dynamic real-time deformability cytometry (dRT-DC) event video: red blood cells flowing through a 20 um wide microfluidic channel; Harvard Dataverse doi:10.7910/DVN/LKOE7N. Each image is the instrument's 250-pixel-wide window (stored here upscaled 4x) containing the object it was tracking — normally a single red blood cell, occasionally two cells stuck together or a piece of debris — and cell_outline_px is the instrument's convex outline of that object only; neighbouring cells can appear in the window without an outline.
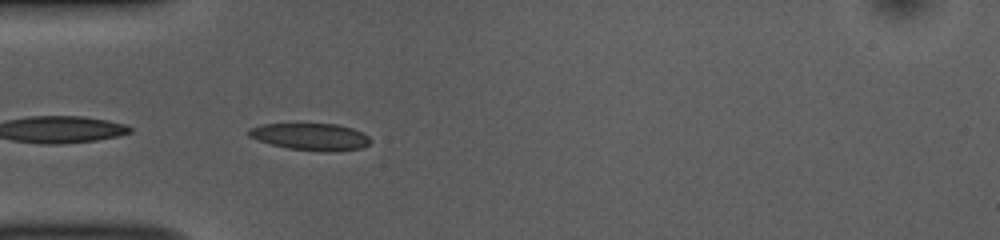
{"species": "common noctule bat (a hibernating species)", "species_latin": "Nyctalus noctula", "temperature_condition": "room temperature", "stored_images_in_passage": 14, "camera_frame_rate_fps": 3000, "um_per_image_px": 0.085, "animal": {"sex": "female", "body_mass_g": 10.0, "forearm_length_mm": 53.1}, "frame": {"image": 1, "passage_image": 1, "time_ms": 0.0, "image_size_px": [1000, 240], "cell_outline_px": [[372, 140], [368, 144], [360, 148], [328, 152], [324, 152], [288, 148], [272, 144], [248, 136], [248, 128], [260, 124], [336, 124], [352, 128], [368, 136]], "centroid_in_image_um": [26.39, 11.61], "position_along_channel_um": 58.6, "area_um2": 18.96}}
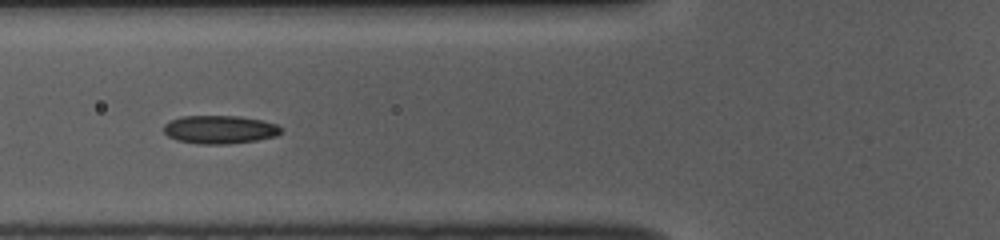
{"frame": {"image": 2, "passage_image": 5, "time_ms": 1.333, "image_size_px": [1000, 240], "cell_outline_px": [[280, 132], [276, 136], [256, 140], [224, 144], [200, 144], [176, 140], [168, 136], [164, 132], [164, 124], [168, 120], [180, 116], [240, 116], [260, 120], [276, 124], [280, 128]], "centroid_in_image_um": [18.61, 11.0], "position_along_channel_um": 107.2, "area_um2": 19.25}}
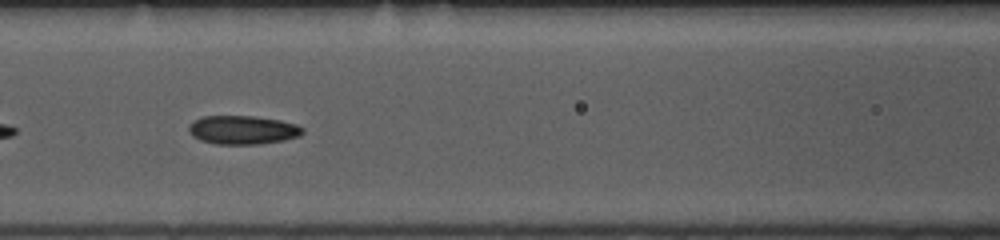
{"frame": {"image": 3, "passage_image": 8, "time_ms": 2.333, "image_size_px": [1000, 240], "cell_outline_px": [[304, 132], [300, 136], [284, 140], [256, 144], [216, 144], [200, 140], [192, 136], [188, 132], [188, 128], [196, 120], [204, 116], [256, 116], [280, 120], [296, 124], [304, 128]], "centroid_in_image_um": [20.66, 11.04], "position_along_channel_um": 145.9, "area_um2": 19.02}}